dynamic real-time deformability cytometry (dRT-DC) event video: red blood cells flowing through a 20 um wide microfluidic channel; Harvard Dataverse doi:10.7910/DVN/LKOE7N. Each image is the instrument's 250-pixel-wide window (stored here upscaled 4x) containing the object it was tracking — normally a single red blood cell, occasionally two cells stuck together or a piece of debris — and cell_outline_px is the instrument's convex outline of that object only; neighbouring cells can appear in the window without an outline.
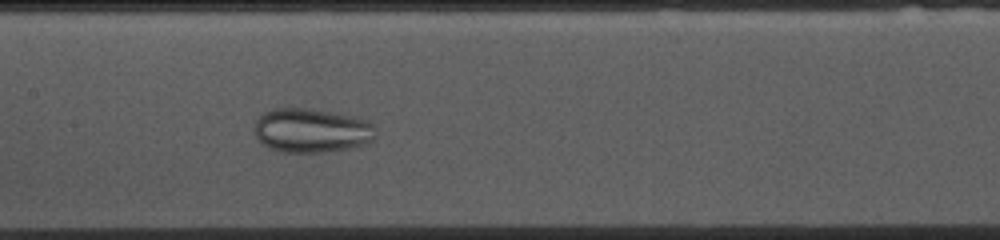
{"species": "common noctule bat (a hibernating species)", "species_latin": "Nyctalus noctula", "temperature_condition": "cold", "stored_images_in_passage": 53, "camera_frame_rate_fps": 3000, "um_per_image_px": 0.085, "animal": {"sex": "female", "body_mass_g": 10.0, "forearm_length_mm": 53.1}, "frame": {"image": 1, "passage_image": 24, "time_ms": 7.667, "image_size_px": [1000, 240], "cell_outline_px": [[376, 140], [368, 144], [348, 148], [324, 152], [284, 152], [268, 148], [256, 136], [252, 128], [256, 120], [264, 112], [272, 108], [304, 108], [356, 116], [368, 120], [372, 124], [376, 136]], "centroid_in_image_um": [26.49, 11.09], "position_along_channel_um": 180.9, "area_um2": 31.5}}
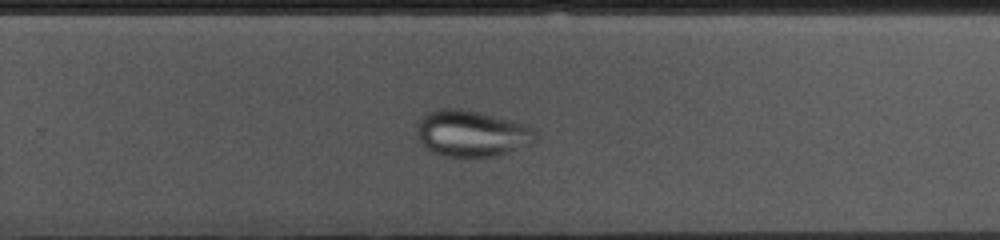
{"frame": {"image": 2, "passage_image": 33, "time_ms": 10.667, "image_size_px": [1000, 240], "cell_outline_px": [[536, 140], [532, 144], [492, 156], [444, 156], [428, 148], [420, 140], [416, 132], [416, 128], [420, 120], [428, 112], [440, 108], [460, 108], [532, 124], [536, 128]], "centroid_in_image_um": [40.16, 11.31], "position_along_channel_um": 289.6, "area_um2": 31.96}}
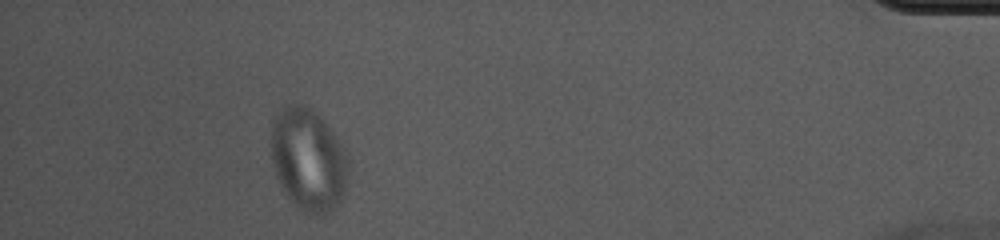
{"frame": {"image": 3, "passage_image": 48, "time_ms": 15.667, "image_size_px": [1000, 240], "cell_outline_px": [[352, 160], [344, 192], [332, 212], [320, 216], [308, 212], [300, 208], [284, 192], [276, 176], [272, 160], [272, 120], [280, 108], [288, 104], [300, 104], [312, 108], [320, 116], [344, 148]], "centroid_in_image_um": [26.24, 13.55], "position_along_channel_um": 409.0, "area_um2": 46.36}}